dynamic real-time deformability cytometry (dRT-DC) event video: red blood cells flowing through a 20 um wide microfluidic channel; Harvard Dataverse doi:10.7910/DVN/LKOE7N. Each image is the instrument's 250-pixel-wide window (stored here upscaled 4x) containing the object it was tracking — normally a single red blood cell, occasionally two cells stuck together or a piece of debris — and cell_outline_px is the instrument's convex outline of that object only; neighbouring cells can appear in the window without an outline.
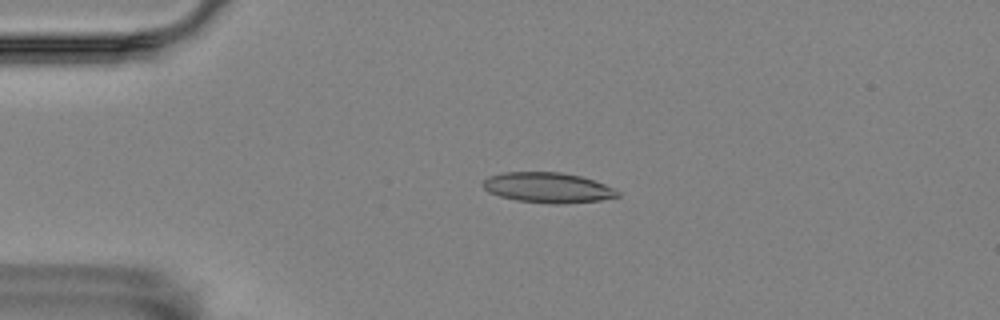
{"species": "Egyptian fruit bat (a non-hibernating species)", "species_latin": "Rousettus aegyptiacus", "temperature_condition": "room temperature", "stored_images_in_passage": 49, "camera_frame_rate_fps": 3000, "um_per_image_px": 0.085, "animal": {"sex": "female"}, "frame": {"image": 1, "passage_image": 12, "time_ms": 3.667, "image_size_px": [1000, 320], "cell_outline_px": [[620, 196], [600, 200], [564, 204], [548, 204], [516, 200], [500, 196], [488, 192], [480, 184], [488, 176], [504, 172], [560, 172], [580, 176], [604, 184], [620, 192]], "centroid_in_image_um": [46.53, 15.95], "position_along_channel_um": 38.5, "area_um2": 23.81}}
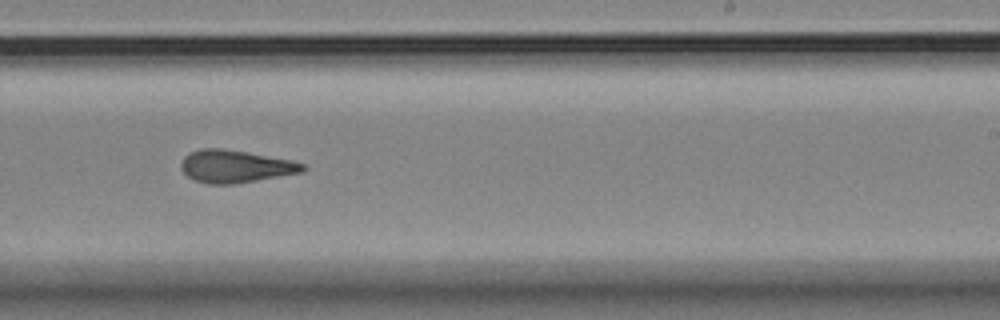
{"frame": {"image": 2, "passage_image": 34, "time_ms": 11.0, "image_size_px": [1000, 320], "cell_outline_px": [[308, 168], [304, 172], [232, 184], [208, 184], [192, 180], [180, 168], [180, 164], [184, 156], [200, 148], [220, 148], [292, 160], [304, 164]], "centroid_in_image_um": [20.0, 14.15], "position_along_channel_um": 269.0, "area_um2": 23.0}}
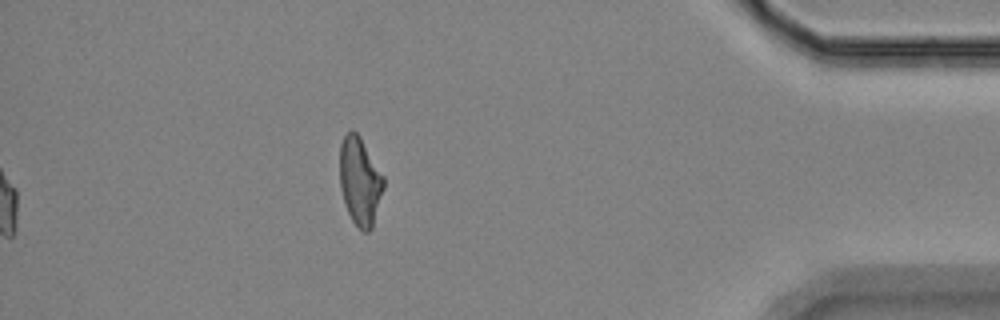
{"frame": {"image": 3, "passage_image": 49, "time_ms": 16.0, "image_size_px": [1000, 320], "cell_outline_px": [[384, 188], [372, 228], [368, 232], [364, 232], [352, 220], [348, 212], [340, 188], [340, 144], [344, 136], [352, 128], [360, 136], [384, 176]], "centroid_in_image_um": [30.6, 15.38], "position_along_channel_um": 404.6, "area_um2": 22.43}, "authors_computed_cell_mechanics": {"area_um2": 23.0044, "velocity_mm_per_s": 3.5586, "shape_relaxation_time_tau1_ms": null, "shape_relaxation_time_tau2_ms": 1.3626, "deformation_change_tau1": null, "deformation_change_tau2": 0.0954}}